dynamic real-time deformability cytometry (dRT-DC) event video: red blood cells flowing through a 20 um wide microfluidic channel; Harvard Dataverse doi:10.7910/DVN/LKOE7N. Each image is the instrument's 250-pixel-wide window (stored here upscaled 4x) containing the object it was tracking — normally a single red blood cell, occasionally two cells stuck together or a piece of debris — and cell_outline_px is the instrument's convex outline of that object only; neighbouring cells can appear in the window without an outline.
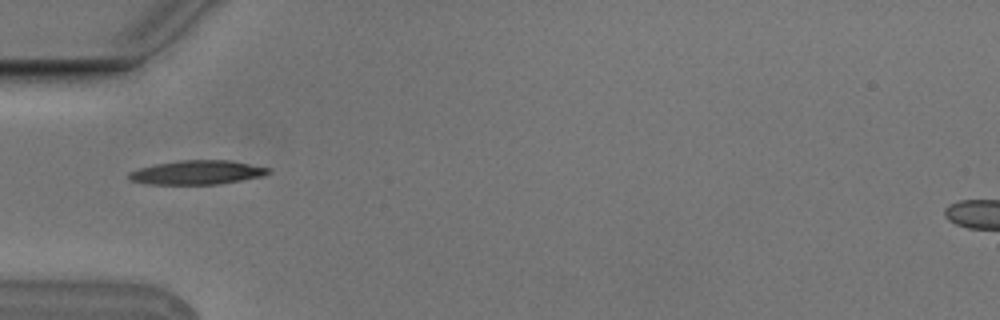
{"species": "Egyptian fruit bat (a non-hibernating species)", "species_latin": "Rousettus aegyptiacus", "temperature_condition": "cold", "stored_images_in_passage": 3, "camera_frame_rate_fps": 3000, "um_per_image_px": 0.085, "animal": {"sex": "male"}, "frame": {"image": 1, "passage_image": 1, "time_ms": 0.0, "image_size_px": [1000, 320], "cell_outline_px": [[272, 172], [264, 176], [220, 184], [148, 184], [128, 180], [128, 172], [140, 168], [156, 164], [180, 160], [228, 160], [268, 168]], "centroid_in_image_um": [16.74, 14.66], "position_along_channel_um": 68.3, "area_um2": 19.48}}
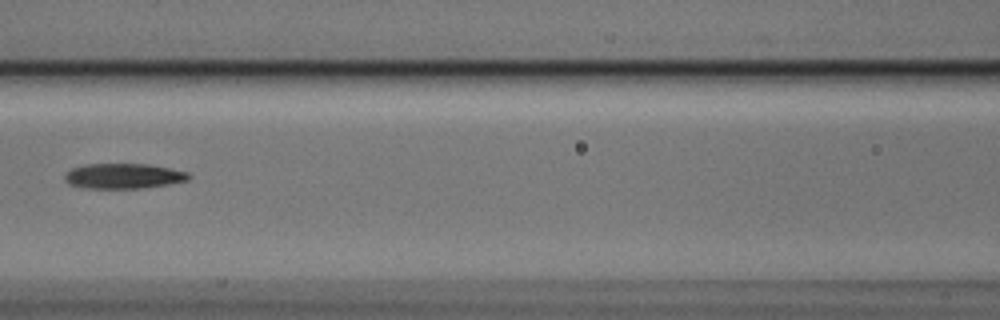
{"frame": {"image": 2, "passage_image": 3, "time_ms": 0.667, "image_size_px": [1000, 320], "cell_outline_px": [[192, 176], [188, 180], [168, 184], [136, 188], [84, 188], [68, 184], [64, 180], [64, 176], [72, 168], [88, 164], [148, 164], [188, 172]], "centroid_in_image_um": [10.48, 14.96], "position_along_channel_um": 156.1, "area_um2": 18.03}}